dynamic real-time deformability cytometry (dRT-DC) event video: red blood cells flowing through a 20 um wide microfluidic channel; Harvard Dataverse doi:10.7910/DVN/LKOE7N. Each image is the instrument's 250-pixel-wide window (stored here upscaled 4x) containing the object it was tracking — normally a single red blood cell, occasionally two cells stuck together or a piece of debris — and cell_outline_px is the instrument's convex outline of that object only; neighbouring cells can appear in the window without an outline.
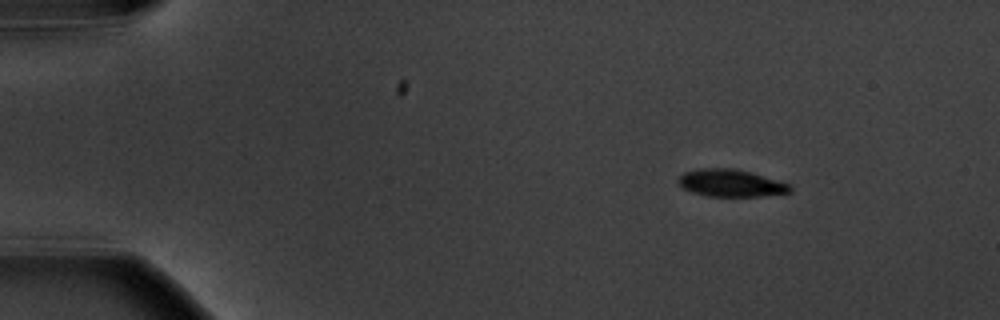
{"species": "common noctule bat (a hibernating species)", "species_latin": "Nyctalus noctula", "temperature_condition": "warm", "stored_images_in_passage": 5, "camera_frame_rate_fps": 3000, "um_per_image_px": 0.085, "animal": {"sex": "male", "body_mass_g": 20.1, "forearm_length_mm": 53.5}, "frame": {"image": 1, "passage_image": 1, "time_ms": 0.0, "image_size_px": [1000, 320], "cell_outline_px": [[792, 192], [760, 196], [708, 196], [692, 192], [684, 188], [680, 184], [680, 176], [684, 172], [700, 168], [736, 168], [752, 172], [792, 184]], "centroid_in_image_um": [62.19, 15.55], "position_along_channel_um": 22.8, "area_um2": 17.8}}
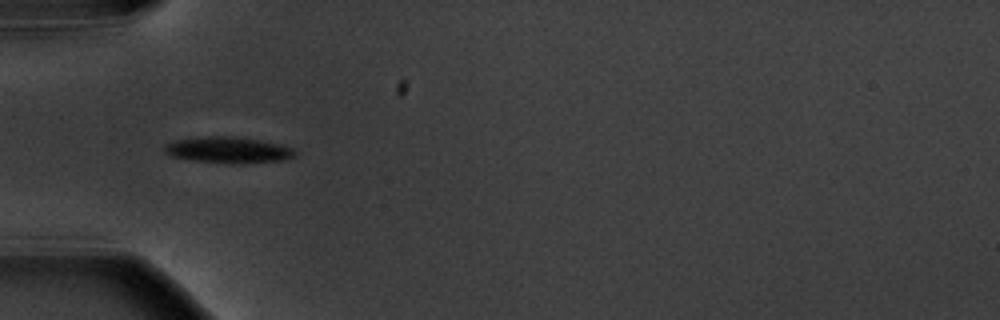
{"frame": {"image": 2, "passage_image": 4, "time_ms": 3.667, "image_size_px": [1000, 320], "cell_outline_px": [[300, 152], [296, 156], [288, 160], [232, 164], [228, 164], [192, 160], [172, 156], [164, 152], [164, 144], [176, 140], [208, 136], [232, 136], [280, 144], [292, 148]], "centroid_in_image_um": [19.45, 12.76], "position_along_channel_um": 65.6, "area_um2": 20.06}}